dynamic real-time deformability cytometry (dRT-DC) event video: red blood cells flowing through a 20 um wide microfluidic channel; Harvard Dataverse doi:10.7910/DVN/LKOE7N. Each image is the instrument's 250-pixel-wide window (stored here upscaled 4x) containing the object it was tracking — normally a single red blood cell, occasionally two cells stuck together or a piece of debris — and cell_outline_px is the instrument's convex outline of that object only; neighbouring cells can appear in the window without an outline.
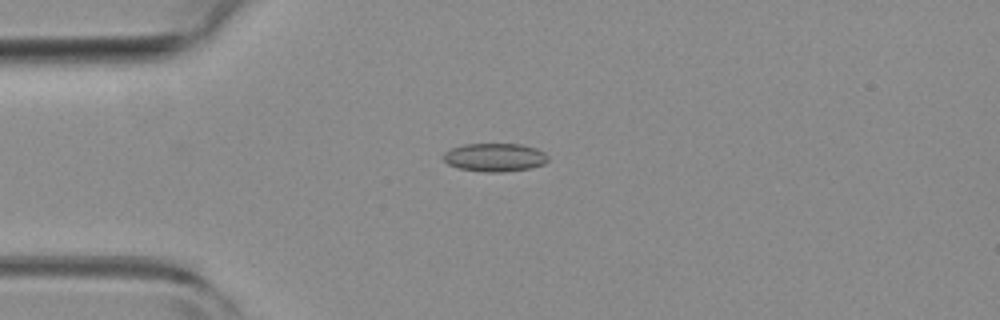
{"species": "common noctule bat (a hibernating species)", "species_latin": "Nyctalus noctula", "temperature_condition": "room temperature", "stored_images_in_passage": 6, "camera_frame_rate_fps": 3000, "um_per_image_px": 0.085, "animal": {"sex": "female", "body_mass_g": 19.3, "forearm_length_mm": 54.1}, "frame": {"image": 1, "passage_image": 4, "time_ms": 1.0, "image_size_px": [1000, 320], "cell_outline_px": [[548, 160], [544, 164], [532, 168], [504, 172], [484, 172], [460, 168], [448, 164], [444, 160], [444, 152], [452, 148], [464, 144], [520, 144], [536, 148], [544, 152], [548, 156]], "centroid_in_image_um": [42.08, 13.38], "position_along_channel_um": 42.9, "area_um2": 17.28}}
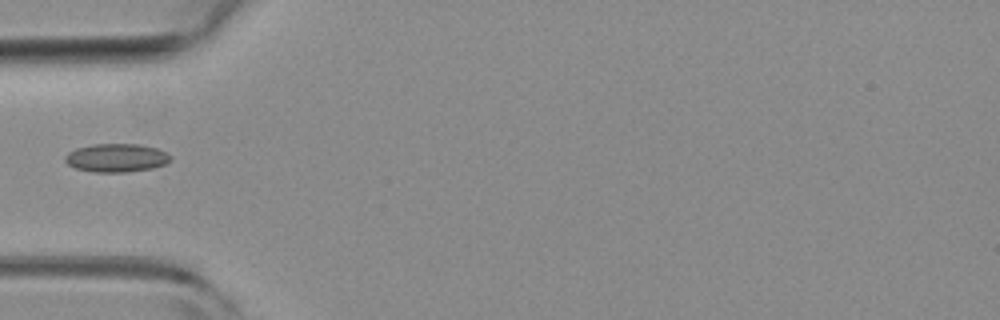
{"frame": {"image": 2, "passage_image": 5, "time_ms": 1.333, "image_size_px": [1000, 320], "cell_outline_px": [[172, 160], [164, 164], [152, 168], [128, 172], [92, 172], [76, 168], [68, 164], [64, 160], [64, 156], [68, 152], [76, 148], [92, 144], [140, 144], [156, 148], [172, 156]], "centroid_in_image_um": [9.88, 13.41], "position_along_channel_um": 75.1, "area_um2": 17.51}}
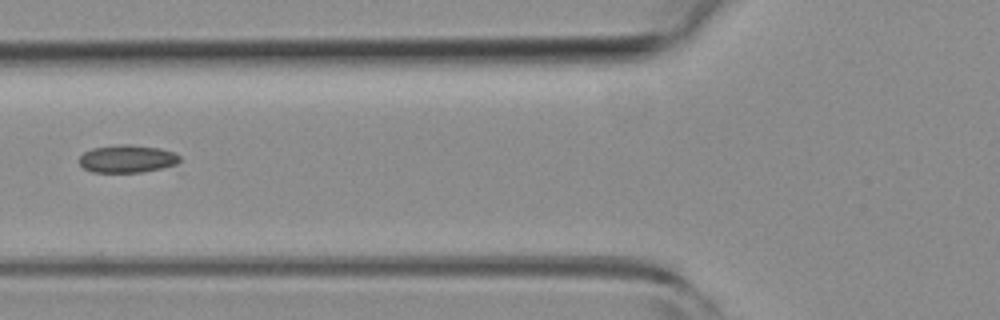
{"frame": {"image": 3, "passage_image": 6, "time_ms": 1.667, "image_size_px": [1000, 320], "cell_outline_px": [[184, 172], [92, 172], [84, 168], [80, 164], [80, 156], [84, 152], [92, 148], [120, 144], [128, 144], [160, 148], [172, 152], [180, 156]], "centroid_in_image_um": [11.1, 13.56], "position_along_channel_um": 114.7, "area_um2": 17.57}}